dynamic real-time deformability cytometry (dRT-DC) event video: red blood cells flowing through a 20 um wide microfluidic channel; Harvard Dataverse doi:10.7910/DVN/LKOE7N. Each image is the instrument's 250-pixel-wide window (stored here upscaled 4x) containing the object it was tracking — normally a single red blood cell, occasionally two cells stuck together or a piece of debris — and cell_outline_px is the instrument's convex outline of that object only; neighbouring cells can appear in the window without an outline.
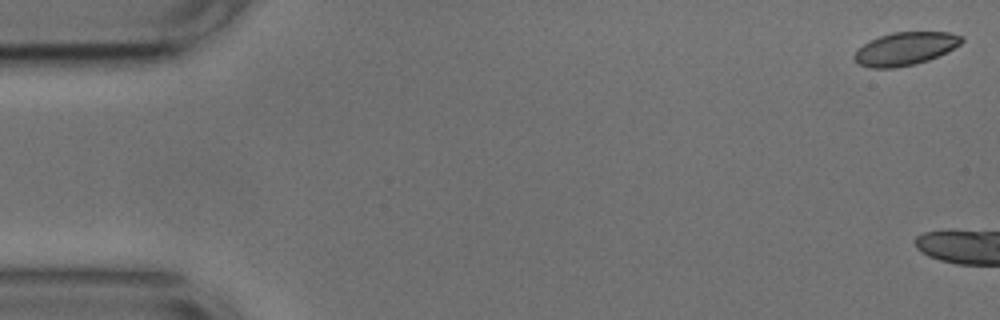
{"species": "common noctule bat (a hibernating species)", "species_latin": "Nyctalus noctula", "temperature_condition": "cold", "stored_images_in_passage": 6, "camera_frame_rate_fps": 3000, "um_per_image_px": 0.085, "animal": {"sex": "male", "body_mass_g": 17.9, "forearm_length_mm": 54.2}, "frame": {"image": 1, "passage_image": 1, "time_ms": 0.0, "image_size_px": [1000, 320], "cell_outline_px": [[964, 40], [960, 44], [928, 60], [912, 64], [892, 68], [868, 68], [860, 64], [852, 56], [868, 40], [892, 32], [948, 32], [964, 36]], "centroid_in_image_um": [76.93, 4.13], "position_along_channel_um": 8.1, "area_um2": 20.35}}